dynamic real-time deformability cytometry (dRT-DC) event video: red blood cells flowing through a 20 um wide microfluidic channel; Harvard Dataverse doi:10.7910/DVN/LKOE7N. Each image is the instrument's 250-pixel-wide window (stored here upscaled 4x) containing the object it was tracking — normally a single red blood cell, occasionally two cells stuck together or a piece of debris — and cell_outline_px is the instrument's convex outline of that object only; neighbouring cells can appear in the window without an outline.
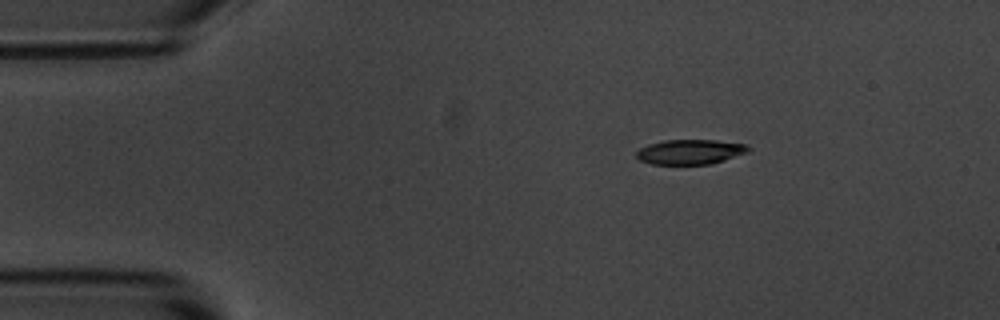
{"species": "common noctule bat (a hibernating species)", "species_latin": "Nyctalus noctula", "temperature_condition": "room temperature", "stored_images_in_passage": 3, "camera_frame_rate_fps": 3000, "um_per_image_px": 0.085, "animal": {"sex": "male", "body_mass_g": 20.1, "forearm_length_mm": 53.5}, "frame": {"image": 1, "passage_image": 1, "time_ms": 0.0, "image_size_px": [1000, 320], "cell_outline_px": [[752, 152], [724, 160], [708, 164], [652, 164], [640, 160], [636, 156], [636, 152], [640, 148], [648, 144], [664, 140], [716, 140], [744, 144], [752, 148]], "centroid_in_image_um": [58.71, 12.9], "position_along_channel_um": 26.3, "area_um2": 16.3}}
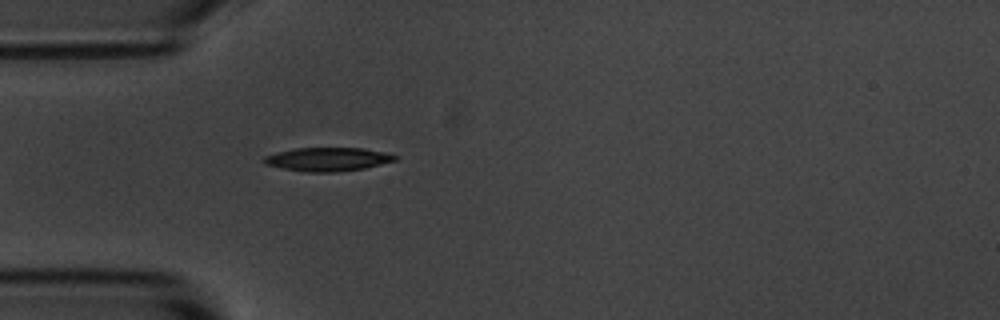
{"frame": {"image": 2, "passage_image": 3, "time_ms": 2.333, "image_size_px": [1000, 320], "cell_outline_px": [[396, 160], [364, 168], [336, 172], [304, 172], [264, 164], [264, 156], [276, 152], [296, 148], [364, 148], [384, 152], [396, 156]], "centroid_in_image_um": [27.83, 13.53], "position_along_channel_um": 57.2, "area_um2": 17.86}}